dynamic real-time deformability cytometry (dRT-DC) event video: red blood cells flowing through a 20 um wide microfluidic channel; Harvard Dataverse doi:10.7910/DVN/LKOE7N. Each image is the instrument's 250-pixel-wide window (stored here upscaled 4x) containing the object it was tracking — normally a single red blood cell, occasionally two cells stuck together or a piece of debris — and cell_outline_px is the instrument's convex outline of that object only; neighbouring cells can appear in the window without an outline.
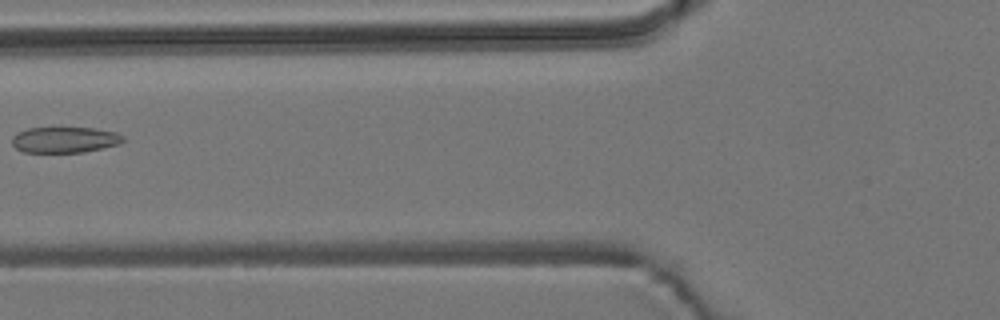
{"species": "common noctule bat (a hibernating species)", "species_latin": "Nyctalus noctula", "temperature_condition": "room temperature", "stored_images_in_passage": 7, "camera_frame_rate_fps": 3000, "um_per_image_px": 0.085, "animal": {"sex": "male", "body_mass_g": 19.2, "forearm_length_mm": 51.8}, "frame": {"image": 1, "passage_image": 7, "time_ms": 2.0, "image_size_px": [1000, 320], "cell_outline_px": [[124, 140], [120, 144], [84, 152], [24, 152], [16, 148], [12, 144], [12, 136], [28, 128], [92, 128], [116, 132], [124, 136]], "centroid_in_image_um": [5.52, 11.88], "position_along_channel_um": 120.3, "area_um2": 16.65}}